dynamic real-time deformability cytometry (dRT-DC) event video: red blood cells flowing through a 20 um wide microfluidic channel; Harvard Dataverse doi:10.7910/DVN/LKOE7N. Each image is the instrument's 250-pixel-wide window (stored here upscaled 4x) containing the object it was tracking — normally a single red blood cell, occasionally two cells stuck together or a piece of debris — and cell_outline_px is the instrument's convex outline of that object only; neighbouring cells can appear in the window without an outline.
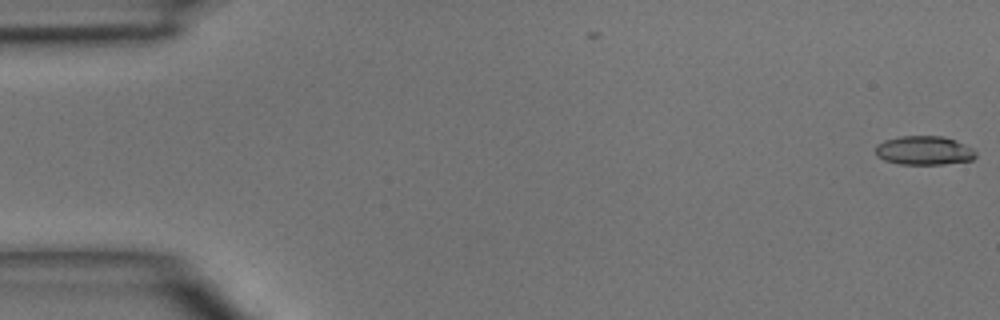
{"species": "common noctule bat (a hibernating species)", "species_latin": "Nyctalus noctula", "temperature_condition": "room temperature", "stored_images_in_passage": 2, "camera_frame_rate_fps": 3000, "um_per_image_px": 0.085, "animal": {"sex": "male", "body_mass_g": 15.6}, "frame": {"image": 1, "passage_image": 2, "time_ms": 0.333, "image_size_px": [1000, 320], "cell_outline_px": [[976, 156], [972, 160], [944, 164], [900, 164], [884, 160], [876, 156], [876, 144], [884, 140], [900, 136], [944, 136], [956, 140], [972, 148], [976, 152]], "centroid_in_image_um": [78.54, 12.78], "position_along_channel_um": 6.5, "area_um2": 16.99}}